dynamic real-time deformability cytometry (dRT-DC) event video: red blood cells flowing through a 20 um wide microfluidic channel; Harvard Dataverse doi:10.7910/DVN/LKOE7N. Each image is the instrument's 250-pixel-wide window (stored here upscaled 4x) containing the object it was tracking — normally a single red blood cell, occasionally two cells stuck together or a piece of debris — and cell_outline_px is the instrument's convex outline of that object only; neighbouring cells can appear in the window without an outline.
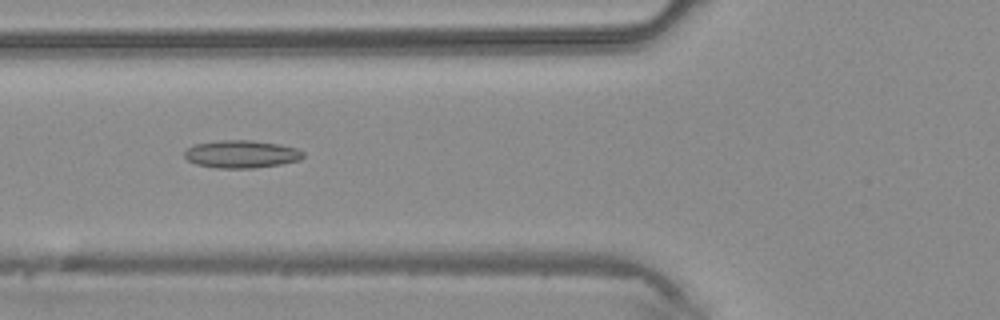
{"species": "common noctule bat (a hibernating species)", "species_latin": "Nyctalus noctula", "temperature_condition": "warm", "stored_images_in_passage": 30, "camera_frame_rate_fps": 3000, "um_per_image_px": 0.085, "animal": {"sex": "male", "body_mass_g": 20.4}, "frame": {"image": 1, "passage_image": 3, "time_ms": 0.667, "image_size_px": [1000, 320], "cell_outline_px": [[304, 156], [300, 160], [280, 164], [252, 168], [216, 168], [196, 164], [188, 160], [184, 156], [184, 152], [188, 148], [196, 144], [220, 140], [252, 140], [280, 144], [296, 148], [304, 152]], "centroid_in_image_um": [20.53, 13.1], "position_along_channel_um": 105.3, "area_um2": 19.13}}
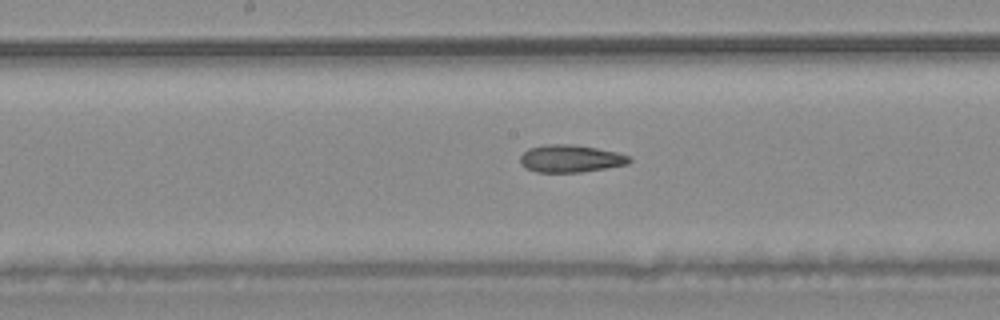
{"frame": {"image": 2, "passage_image": 9, "time_ms": 2.667, "image_size_px": [1000, 320], "cell_outline_px": [[632, 160], [628, 164], [608, 168], [580, 172], [536, 172], [524, 168], [520, 164], [520, 156], [528, 148], [544, 144], [572, 144], [596, 148], [616, 152], [632, 156]], "centroid_in_image_um": [48.49, 13.48], "position_along_channel_um": 199.7, "area_um2": 17.69}}
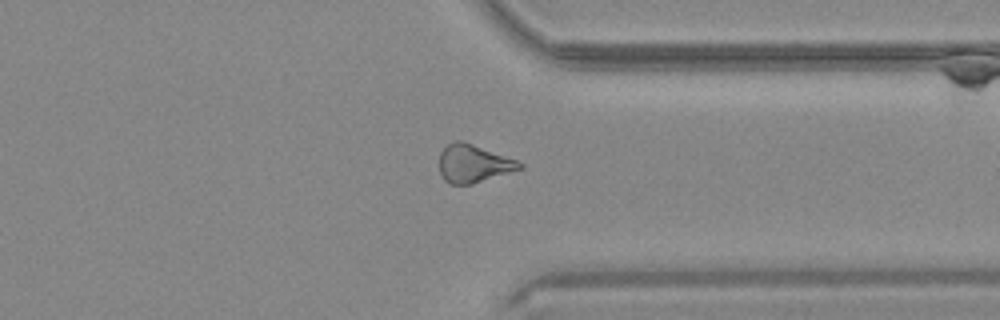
{"frame": {"image": 3, "passage_image": 20, "time_ms": 6.333, "image_size_px": [1000, 320], "cell_outline_px": [[524, 168], [472, 184], [448, 184], [440, 176], [440, 152], [448, 144], [456, 140], [460, 140], [472, 144], [516, 160], [524, 164]], "centroid_in_image_um": [40.23, 13.92], "position_along_channel_um": 371.2, "area_um2": 17.63}}